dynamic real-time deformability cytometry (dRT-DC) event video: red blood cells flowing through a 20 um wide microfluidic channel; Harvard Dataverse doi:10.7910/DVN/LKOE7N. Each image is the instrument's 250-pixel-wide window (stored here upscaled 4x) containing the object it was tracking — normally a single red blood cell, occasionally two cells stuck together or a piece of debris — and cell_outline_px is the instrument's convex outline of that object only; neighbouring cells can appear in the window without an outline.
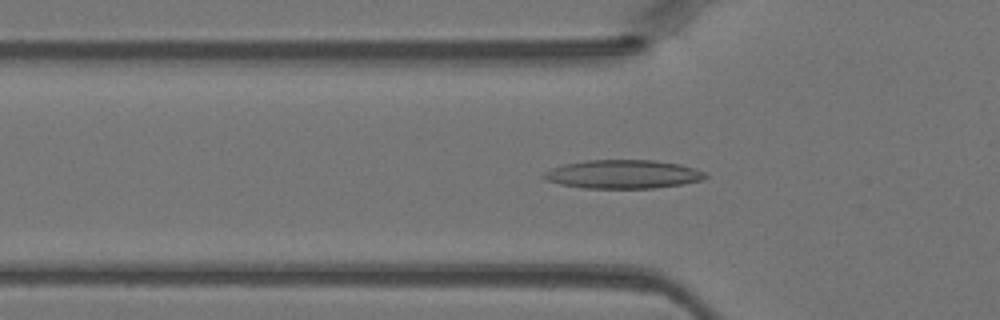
{"species": "Egyptian fruit bat (a non-hibernating species)", "species_latin": "Rousettus aegyptiacus", "temperature_condition": "warm", "stored_images_in_passage": 44, "camera_frame_rate_fps": 3000, "um_per_image_px": 0.085, "animal": {"sex": "female"}, "frame": {"image": 1, "passage_image": 14, "time_ms": 4.333, "image_size_px": [1000, 320], "cell_outline_px": [[708, 176], [700, 180], [680, 184], [652, 188], [584, 188], [560, 184], [548, 180], [540, 176], [544, 172], [552, 168], [564, 164], [584, 160], [656, 160], [680, 164], [696, 168], [704, 172]], "centroid_in_image_um": [52.94, 14.8], "position_along_channel_um": 72.9, "area_um2": 26.88}}
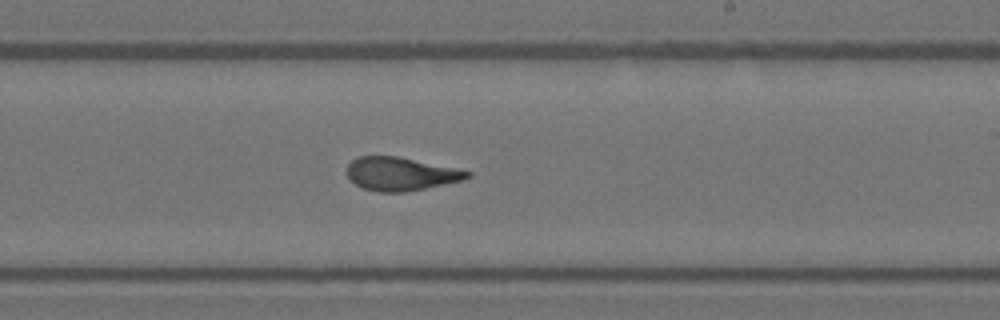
{"frame": {"image": 2, "passage_image": 26, "time_ms": 8.333, "image_size_px": [1000, 320], "cell_outline_px": [[472, 176], [464, 180], [404, 192], [380, 192], [364, 188], [356, 184], [348, 176], [348, 164], [356, 156], [396, 156], [456, 168], [472, 172]], "centroid_in_image_um": [34.08, 14.77], "position_along_channel_um": 254.9, "area_um2": 23.12}}
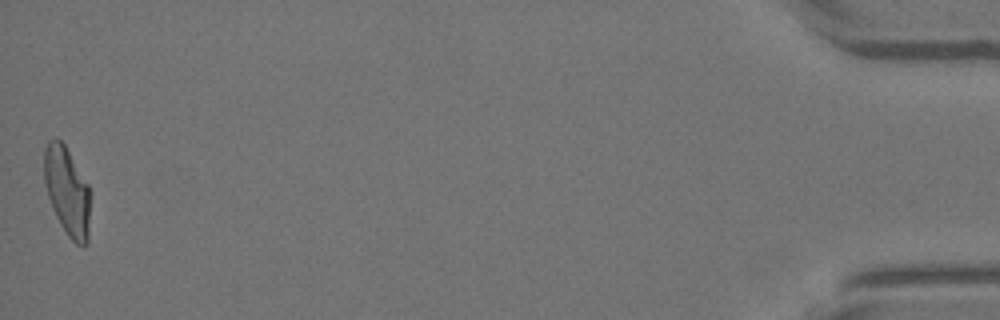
{"frame": {"image": 3, "passage_image": 44, "time_ms": 14.333, "image_size_px": [1000, 320], "cell_outline_px": [[88, 244], [84, 248], [76, 244], [68, 236], [60, 224], [52, 208], [48, 196], [44, 180], [44, 148], [48, 140], [56, 136], [64, 144], [88, 184]], "centroid_in_image_um": [5.67, 16.25], "position_along_channel_um": 429.5, "area_um2": 23.58}}